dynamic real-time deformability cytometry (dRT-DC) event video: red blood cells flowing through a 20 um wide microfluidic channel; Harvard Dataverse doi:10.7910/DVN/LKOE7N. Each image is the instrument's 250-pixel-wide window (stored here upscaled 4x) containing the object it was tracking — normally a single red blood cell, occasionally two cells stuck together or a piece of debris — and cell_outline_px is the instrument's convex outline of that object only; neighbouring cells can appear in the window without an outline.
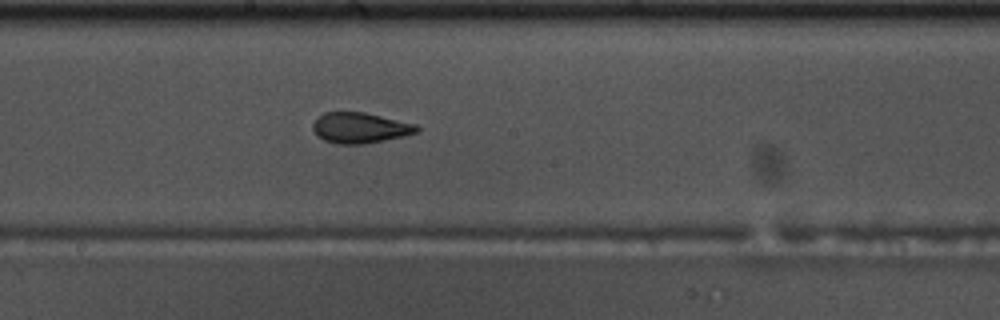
{"species": "common noctule bat (a hibernating species)", "species_latin": "Nyctalus noctula", "temperature_condition": "warm", "stored_images_in_passage": 55, "camera_frame_rate_fps": 3000, "um_per_image_px": 0.085, "animal": {"sex": "male", "body_mass_g": 17.5, "forearm_length_mm": 52.3}, "frame": {"image": 1, "passage_image": 30, "time_ms": 9.667, "image_size_px": [1000, 320], "cell_outline_px": [[420, 132], [404, 136], [364, 144], [336, 144], [324, 140], [316, 136], [312, 128], [312, 124], [324, 112], [364, 112], [416, 124], [420, 128]], "centroid_in_image_um": [30.61, 10.87], "position_along_channel_um": 217.6, "area_um2": 18.61}}
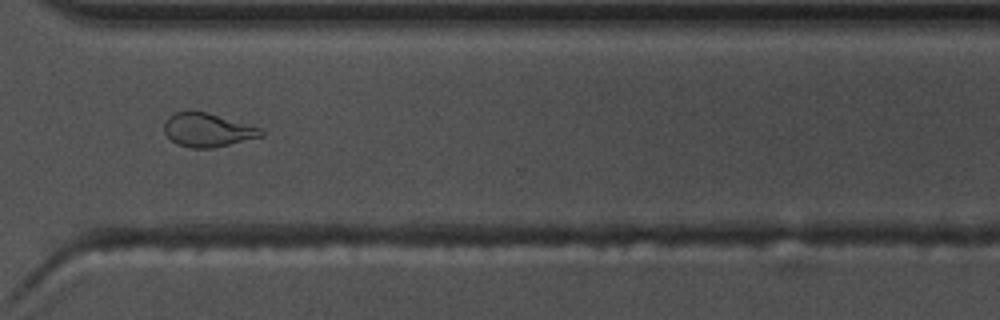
{"frame": {"image": 2, "passage_image": 41, "time_ms": 13.333, "image_size_px": [1000, 320], "cell_outline_px": [[264, 136], [212, 148], [188, 148], [176, 144], [164, 132], [164, 120], [168, 116], [176, 112], [208, 112], [260, 128], [264, 132]], "centroid_in_image_um": [17.62, 11.06], "position_along_channel_um": 353.0, "area_um2": 18.9}}
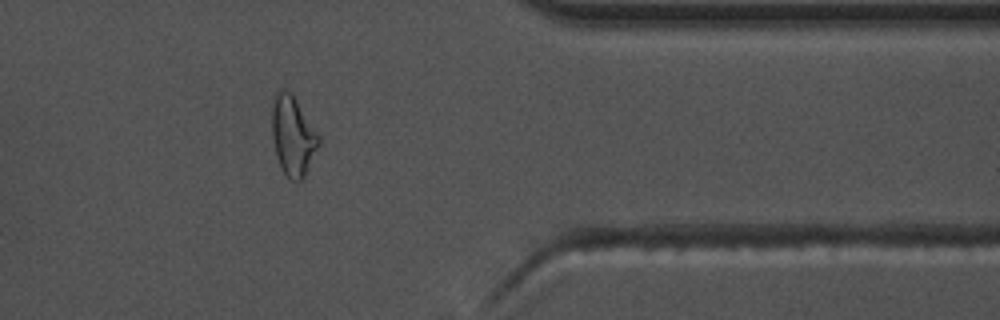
{"frame": {"image": 3, "passage_image": 45, "time_ms": 14.667, "image_size_px": [1000, 320], "cell_outline_px": [[320, 144], [304, 176], [296, 184], [288, 180], [276, 156], [272, 136], [272, 108], [276, 92], [280, 88], [284, 88], [292, 92], [320, 136]], "centroid_in_image_um": [24.9, 11.54], "position_along_channel_um": 386.5, "area_um2": 21.91}, "authors_computed_cell_mechanics": {"area_um2": 19.074, "velocity_mm_per_s": 3.6832, "shape_relaxation_time_tau1_ms": 5.4317, "shape_relaxation_time_tau2_ms": 0.9594, "deformation_change_tau1": 0.1805, "deformation_change_tau2": 0.0735}}